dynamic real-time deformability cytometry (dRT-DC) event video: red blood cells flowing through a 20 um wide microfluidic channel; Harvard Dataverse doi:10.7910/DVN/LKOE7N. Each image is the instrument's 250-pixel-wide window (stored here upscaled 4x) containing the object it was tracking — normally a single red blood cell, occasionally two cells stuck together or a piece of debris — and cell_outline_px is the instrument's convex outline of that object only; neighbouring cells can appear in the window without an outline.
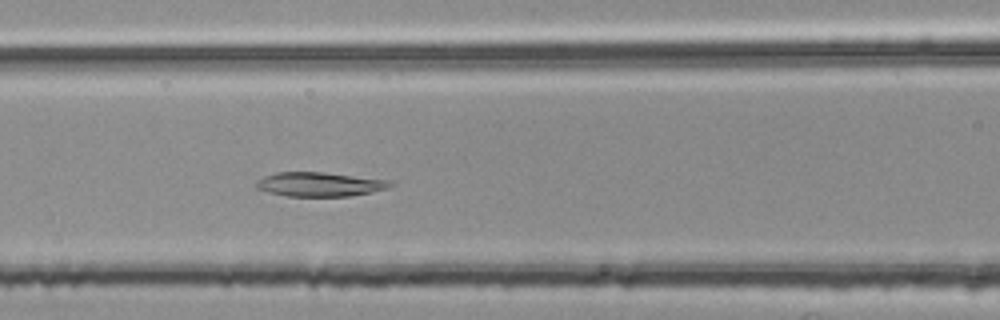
{"species": "common noctule bat (a hibernating species)", "species_latin": "Nyctalus noctula", "temperature_condition": "room temperature", "stored_images_in_passage": 38, "camera_frame_rate_fps": 3000, "um_per_image_px": 0.085, "animal": {"sex": "female", "body_mass_g": 25.1}, "frame": {"image": 1, "passage_image": 9, "time_ms": 2.667, "image_size_px": [1000, 320], "cell_outline_px": [[392, 184], [388, 188], [372, 192], [348, 196], [284, 196], [268, 192], [256, 188], [256, 184], [264, 176], [276, 172], [324, 172], [392, 180]], "centroid_in_image_um": [27.19, 15.66], "position_along_channel_um": 139.4, "area_um2": 18.9}}
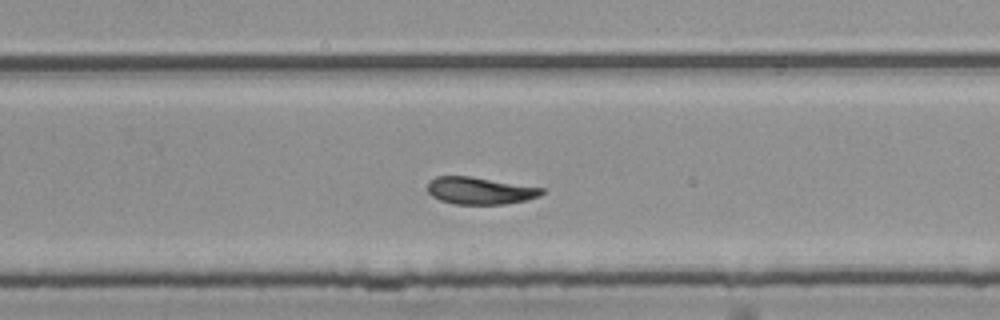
{"frame": {"image": 2, "passage_image": 21, "time_ms": 6.667, "image_size_px": [1000, 320], "cell_outline_px": [[544, 192], [540, 196], [524, 200], [504, 204], [456, 204], [440, 200], [432, 196], [428, 192], [428, 180], [436, 176], [468, 176], [544, 188]], "centroid_in_image_um": [40.76, 16.2], "position_along_channel_um": 289.0, "area_um2": 17.92}}
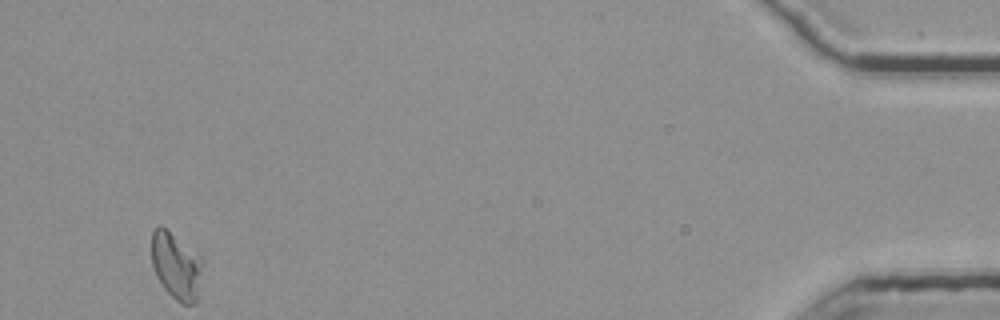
{"frame": {"image": 3, "passage_image": 38, "time_ms": 12.333, "image_size_px": [1000, 320], "cell_outline_px": [[204, 264], [196, 304], [180, 304], [164, 288], [156, 276], [152, 264], [152, 232], [160, 224], [200, 256], [204, 260]], "centroid_in_image_um": [15.0, 22.63], "position_along_channel_um": 420.2, "area_um2": 19.88}, "authors_computed_cell_mechanics": {"area_um2": 18.8428, "velocity_mm_per_s": 3.7485, "shape_relaxation_time_tau1_ms": null, "shape_relaxation_time_tau2_ms": 4.0307, "deformation_change_tau1": null, "deformation_change_tau2": 0.0853}}